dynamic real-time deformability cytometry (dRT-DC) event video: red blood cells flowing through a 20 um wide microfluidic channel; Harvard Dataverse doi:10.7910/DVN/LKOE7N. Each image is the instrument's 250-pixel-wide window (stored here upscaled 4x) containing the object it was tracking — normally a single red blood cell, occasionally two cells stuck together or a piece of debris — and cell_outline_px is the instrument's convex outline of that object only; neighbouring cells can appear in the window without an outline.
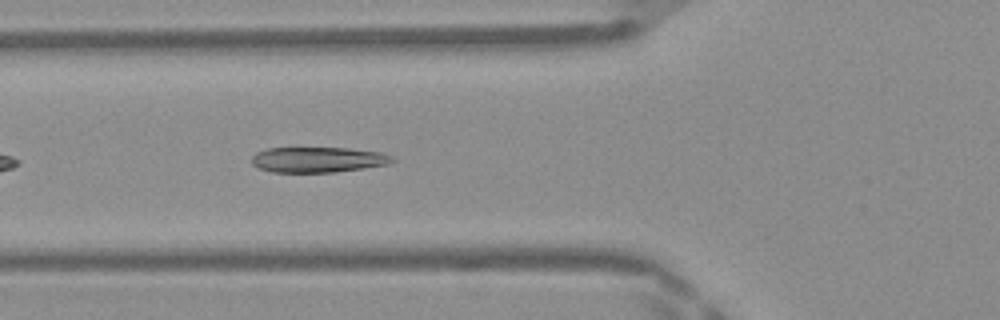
{"species": "Egyptian fruit bat (a non-hibernating species)", "species_latin": "Rousettus aegyptiacus", "temperature_condition": "warm", "stored_images_in_passage": 35, "camera_frame_rate_fps": 3000, "um_per_image_px": 0.085, "frame": {"image": 1, "passage_image": 5, "time_ms": 1.333, "image_size_px": [1000, 320], "cell_outline_px": [[396, 160], [388, 164], [364, 168], [336, 172], [272, 172], [260, 168], [252, 164], [252, 156], [256, 152], [268, 148], [348, 148], [380, 152], [392, 156]], "centroid_in_image_um": [27.03, 13.57], "position_along_channel_um": 98.8, "area_um2": 20.81}}
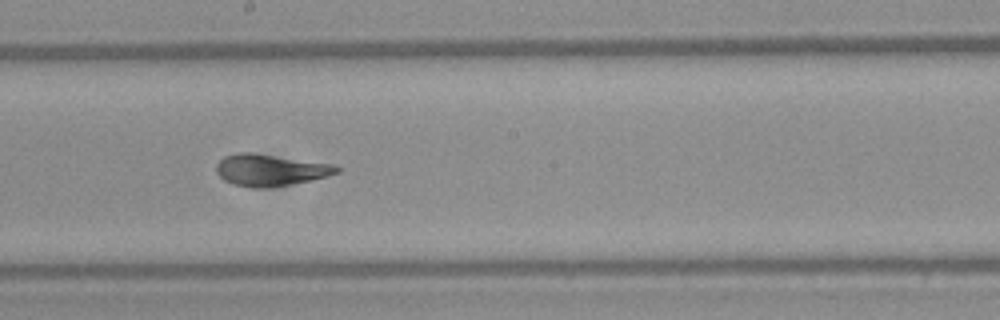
{"frame": {"image": 2, "passage_image": 14, "time_ms": 4.333, "image_size_px": [1000, 320], "cell_outline_px": [[340, 172], [312, 180], [268, 188], [252, 188], [232, 184], [224, 180], [216, 172], [216, 164], [224, 156], [240, 152], [252, 152], [332, 164], [340, 168]], "centroid_in_image_um": [22.95, 14.46], "position_along_channel_um": 225.3, "area_um2": 22.25}}
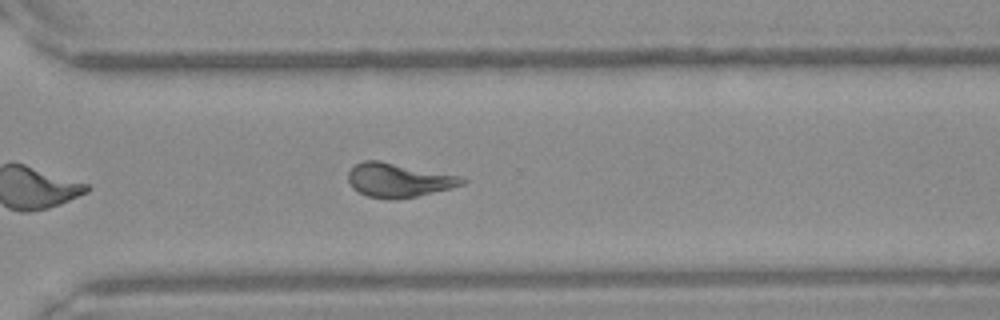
{"frame": {"image": 3, "passage_image": 22, "time_ms": 7.0, "image_size_px": [1000, 320], "cell_outline_px": [[468, 180], [464, 184], [416, 196], [396, 200], [392, 200], [368, 196], [352, 188], [348, 180], [348, 172], [356, 164], [364, 160], [380, 160], [464, 176]], "centroid_in_image_um": [33.9, 15.3], "position_along_channel_um": 336.7, "area_um2": 22.72}, "authors_computed_cell_mechanics": {"area_um2": 21.7328, "velocity_mm_per_s": 4.1858, "shape_relaxation_time_tau1_ms": 4.3805, "shape_relaxation_time_tau2_ms": 1.2092, "deformation_change_tau1": 0.186, "deformation_change_tau2": 0.0708}}